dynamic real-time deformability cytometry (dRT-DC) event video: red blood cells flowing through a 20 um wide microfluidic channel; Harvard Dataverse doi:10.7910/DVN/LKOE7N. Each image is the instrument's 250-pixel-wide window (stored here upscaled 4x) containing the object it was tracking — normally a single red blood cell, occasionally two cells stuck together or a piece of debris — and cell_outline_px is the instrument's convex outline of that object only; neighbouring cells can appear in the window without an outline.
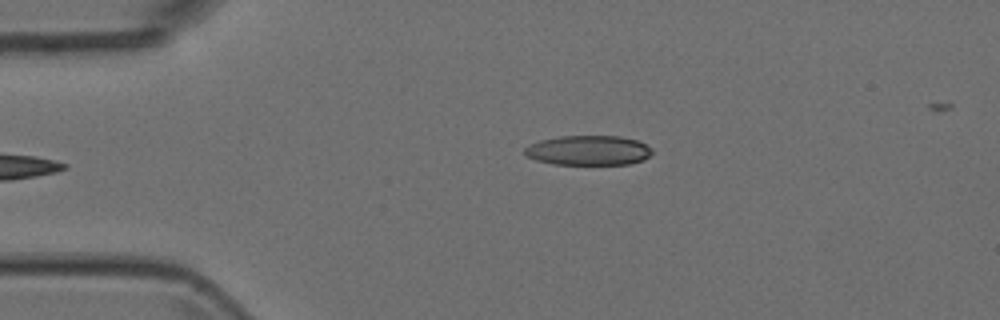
{"species": "Egyptian fruit bat (a non-hibernating species)", "species_latin": "Rousettus aegyptiacus", "temperature_condition": "room temperature", "stored_images_in_passage": 4, "camera_frame_rate_fps": 3000, "um_per_image_px": 0.085, "animal": {"sex": "female"}, "frame": {"image": 1, "passage_image": 4, "time_ms": 1.0, "image_size_px": [1000, 320], "cell_outline_px": [[652, 152], [644, 160], [628, 164], [552, 164], [536, 160], [528, 156], [524, 152], [524, 148], [540, 140], [560, 136], [620, 136], [636, 140], [652, 148]], "centroid_in_image_um": [50.02, 12.78], "position_along_channel_um": 35.0, "area_um2": 21.96}}